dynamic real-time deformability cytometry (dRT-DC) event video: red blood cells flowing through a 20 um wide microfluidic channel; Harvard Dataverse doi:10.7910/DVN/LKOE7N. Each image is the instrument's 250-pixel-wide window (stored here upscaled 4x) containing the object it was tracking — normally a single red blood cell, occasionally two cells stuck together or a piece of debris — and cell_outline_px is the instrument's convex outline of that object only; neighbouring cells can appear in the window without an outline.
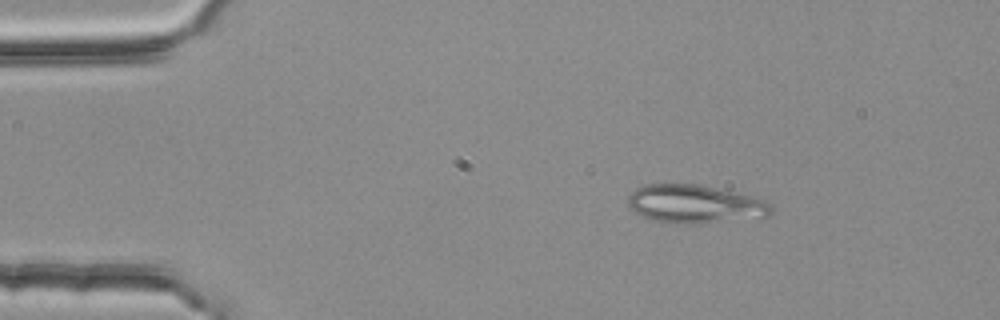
{"species": "common noctule bat (a hibernating species)", "species_latin": "Nyctalus noctula", "temperature_condition": "room temperature", "stored_images_in_passage": 4, "camera_frame_rate_fps": 3000, "um_per_image_px": 0.085, "animal": {"sex": "female", "body_mass_g": 25.1}, "frame": {"image": 1, "passage_image": 4, "time_ms": 1.0, "image_size_px": [1000, 320], "cell_outline_px": [[772, 212], [768, 216], [692, 224], [672, 224], [652, 220], [636, 212], [628, 204], [628, 196], [636, 188], [648, 184], [700, 184], [736, 192], [764, 200], [772, 208]], "centroid_in_image_um": [59.04, 17.34], "position_along_channel_um": 26.0, "area_um2": 31.73}}